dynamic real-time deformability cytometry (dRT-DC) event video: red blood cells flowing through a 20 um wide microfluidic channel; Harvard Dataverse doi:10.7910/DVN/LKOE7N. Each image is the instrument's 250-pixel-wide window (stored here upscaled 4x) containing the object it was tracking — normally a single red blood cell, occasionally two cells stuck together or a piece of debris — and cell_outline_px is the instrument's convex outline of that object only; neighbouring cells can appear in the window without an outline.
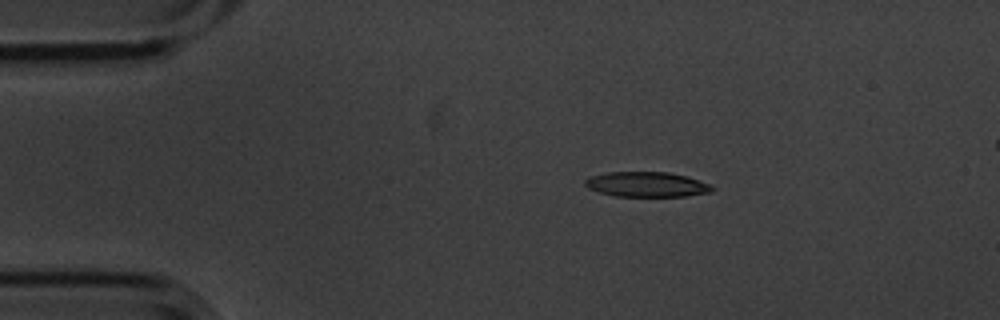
{"species": "common noctule bat (a hibernating species)", "species_latin": "Nyctalus noctula", "temperature_condition": "cold", "stored_images_in_passage": 4, "camera_frame_rate_fps": 3000, "um_per_image_px": 0.085, "animal": {"sex": "male", "body_mass_g": 20.1, "forearm_length_mm": 53.5}, "frame": {"image": 1, "passage_image": 2, "time_ms": 0.333, "image_size_px": [1000, 320], "cell_outline_px": [[716, 188], [712, 192], [688, 196], [616, 196], [600, 192], [588, 188], [584, 184], [584, 180], [588, 176], [608, 172], [668, 172], [688, 176], [712, 184]], "centroid_in_image_um": [55.02, 15.67], "position_along_channel_um": 30.0, "area_um2": 18.79}}
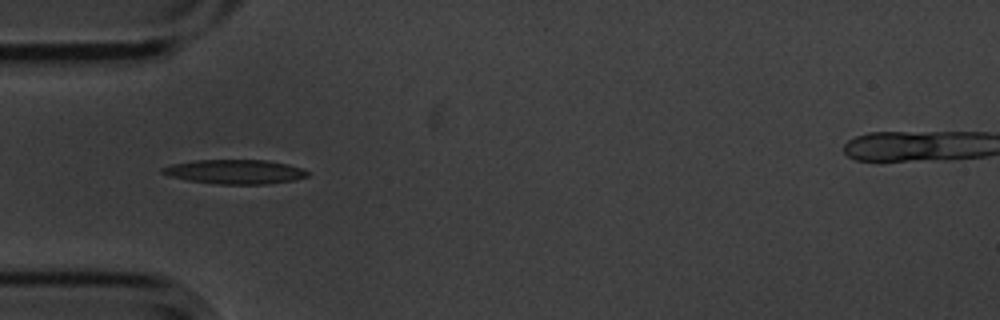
{"frame": {"image": 2, "passage_image": 4, "time_ms": 1.0, "image_size_px": [1000, 320], "cell_outline_px": [[308, 176], [292, 180], [264, 184], [216, 184], [188, 180], [168, 176], [160, 172], [160, 168], [172, 164], [196, 160], [268, 160], [288, 164], [300, 168], [308, 172]], "centroid_in_image_um": [19.92, 14.59], "position_along_channel_um": 65.1, "area_um2": 20.46}}